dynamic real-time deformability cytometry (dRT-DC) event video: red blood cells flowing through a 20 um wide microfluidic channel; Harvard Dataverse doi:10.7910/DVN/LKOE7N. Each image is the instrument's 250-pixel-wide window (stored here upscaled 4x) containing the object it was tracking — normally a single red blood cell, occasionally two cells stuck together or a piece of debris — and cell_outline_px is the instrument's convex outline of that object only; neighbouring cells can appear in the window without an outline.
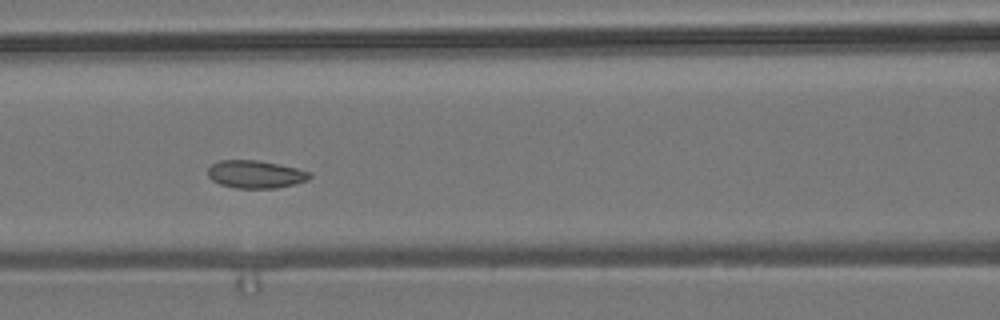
{"species": "common noctule bat (a hibernating species)", "species_latin": "Nyctalus noctula", "temperature_condition": "room temperature", "stored_images_in_passage": 10, "camera_frame_rate_fps": 3000, "um_per_image_px": 0.085, "animal": {"sex": "male", "body_mass_g": 19.2, "forearm_length_mm": 51.8}, "frame": {"image": 1, "passage_image": 6, "time_ms": 6.667, "image_size_px": [1000, 320], "cell_outline_px": [[312, 176], [308, 180], [276, 188], [236, 188], [220, 184], [212, 180], [208, 176], [208, 168], [212, 164], [220, 160], [256, 160], [296, 168], [312, 172]], "centroid_in_image_um": [21.71, 14.81], "position_along_channel_um": 144.9, "area_um2": 16.36}}
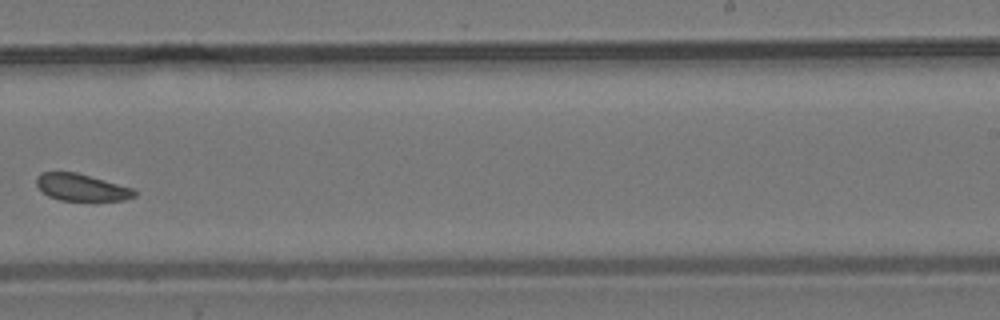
{"frame": {"image": 2, "passage_image": 9, "time_ms": 10.333, "image_size_px": [1000, 320], "cell_outline_px": [[136, 196], [124, 200], [60, 200], [48, 196], [36, 184], [36, 176], [40, 172], [76, 172], [132, 188], [136, 192]], "centroid_in_image_um": [6.9, 15.92], "position_along_channel_um": 282.1, "area_um2": 15.2}}
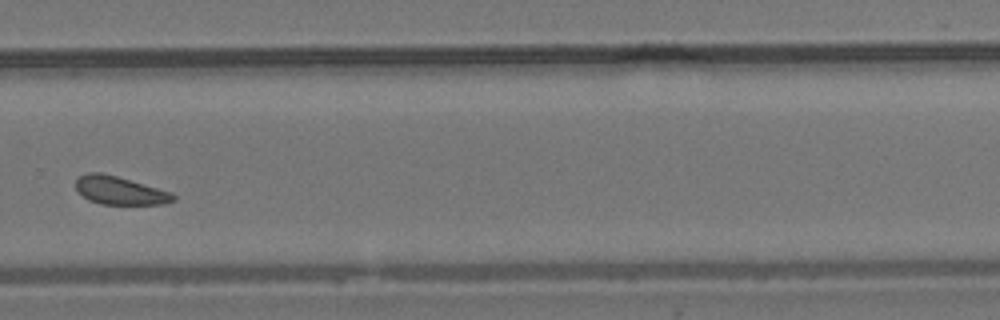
{"frame": {"image": 3, "passage_image": 10, "time_ms": 11.333, "image_size_px": [1000, 320], "cell_outline_px": [[176, 200], [168, 204], [100, 204], [88, 200], [76, 188], [76, 180], [80, 176], [88, 172], [100, 172], [116, 176], [172, 192], [176, 196]], "centroid_in_image_um": [10.22, 16.2], "position_along_channel_um": 319.6, "area_um2": 15.95}}